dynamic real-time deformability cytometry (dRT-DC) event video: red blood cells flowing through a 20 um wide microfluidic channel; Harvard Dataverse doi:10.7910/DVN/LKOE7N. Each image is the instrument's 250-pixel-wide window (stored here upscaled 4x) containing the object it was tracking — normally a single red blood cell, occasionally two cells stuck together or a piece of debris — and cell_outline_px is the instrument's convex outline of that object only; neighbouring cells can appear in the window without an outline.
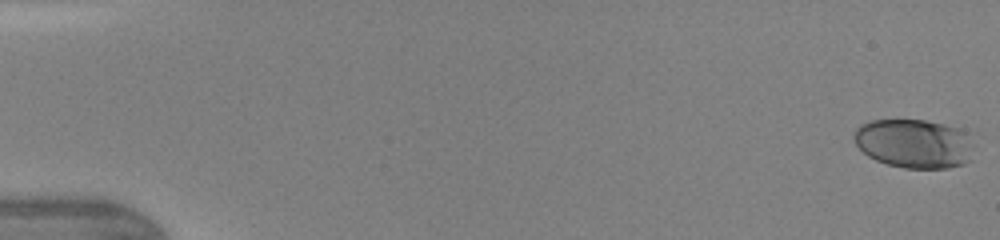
{"species": "human", "species_latin": "Homo sapiens", "temperature_condition": "warm", "stored_images_in_passage": 47, "camera_frame_rate_fps": 3000, "um_per_image_px": 0.085, "donor": {"sex": "female"}, "frame": {"image": 1, "passage_image": 1, "time_ms": 0.0, "image_size_px": [1000, 240], "cell_outline_px": [[972, 160], [964, 164], [948, 168], [904, 168], [888, 164], [876, 160], [868, 156], [856, 144], [852, 136], [856, 128], [860, 124], [872, 120], [924, 120], [944, 124], [960, 128], [964, 132], [972, 144]], "centroid_in_image_um": [77.69, 12.2], "position_along_channel_um": 7.3, "area_um2": 34.33}}
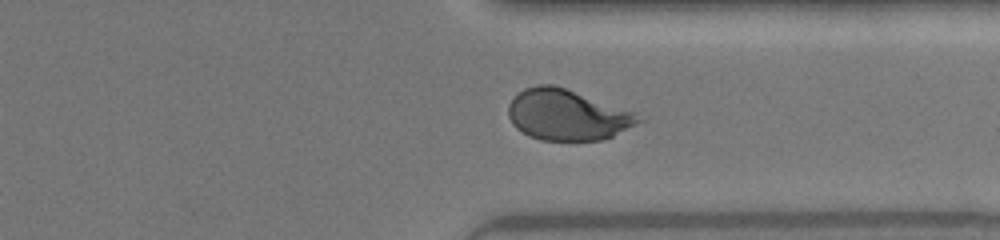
{"frame": {"image": 2, "passage_image": 37, "time_ms": 12.0, "image_size_px": [1000, 240], "cell_outline_px": [[644, 120], [604, 140], [540, 140], [528, 136], [516, 128], [512, 124], [508, 116], [508, 104], [524, 88], [536, 84], [552, 84], [564, 88], [632, 112]], "centroid_in_image_um": [48.14, 9.78], "position_along_channel_um": 363.3, "area_um2": 37.92}}
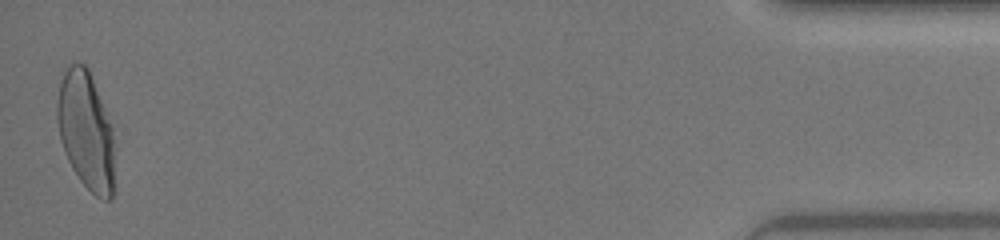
{"frame": {"image": 3, "passage_image": 47, "time_ms": 15.333, "image_size_px": [1000, 240], "cell_outline_px": [[112, 196], [108, 200], [104, 200], [96, 196], [80, 180], [72, 168], [68, 160], [60, 140], [56, 120], [56, 104], [60, 72], [72, 64], [84, 64], [88, 68], [112, 128]], "centroid_in_image_um": [7.23, 11.04], "position_along_channel_um": 428.0, "area_um2": 39.02}, "authors_computed_cell_mechanics": {"area_um2": 37.57, "velocity_mm_per_s": 4.3544, "shape_relaxation_time_tau1_ms": 3.6617, "shape_relaxation_time_tau2_ms": 0.5657, "deformation_change_tau1": 0.1856, "deformation_change_tau2": 0.0664}}